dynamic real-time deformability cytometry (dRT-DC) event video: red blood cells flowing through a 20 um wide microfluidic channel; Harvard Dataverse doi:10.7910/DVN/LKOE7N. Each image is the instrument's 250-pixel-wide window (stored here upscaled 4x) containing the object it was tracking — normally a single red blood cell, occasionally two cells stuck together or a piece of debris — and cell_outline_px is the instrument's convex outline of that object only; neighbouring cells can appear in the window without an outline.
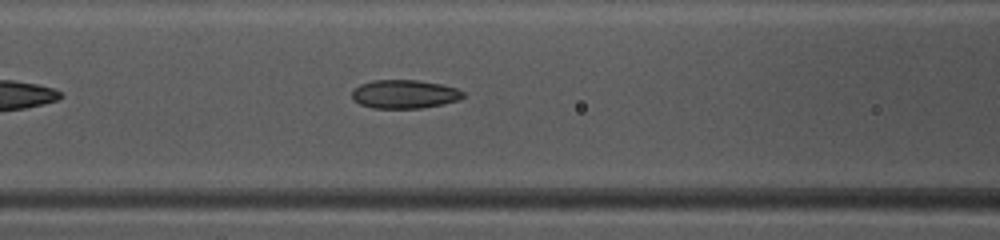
{"species": "common noctule bat (a hibernating species)", "species_latin": "Nyctalus noctula", "temperature_condition": "warm", "stored_images_in_passage": 36, "camera_frame_rate_fps": 3000, "um_per_image_px": 0.085, "animal": {"sex": "female", "body_mass_g": 10.0, "forearm_length_mm": 53.1}, "frame": {"image": 1, "passage_image": 9, "time_ms": 2.667, "image_size_px": [1000, 240], "cell_outline_px": [[464, 96], [460, 100], [420, 108], [372, 108], [360, 104], [352, 96], [352, 92], [360, 84], [372, 80], [416, 80], [444, 84], [456, 88], [464, 92]], "centroid_in_image_um": [34.41, 7.99], "position_along_channel_um": 132.2, "area_um2": 18.44}}
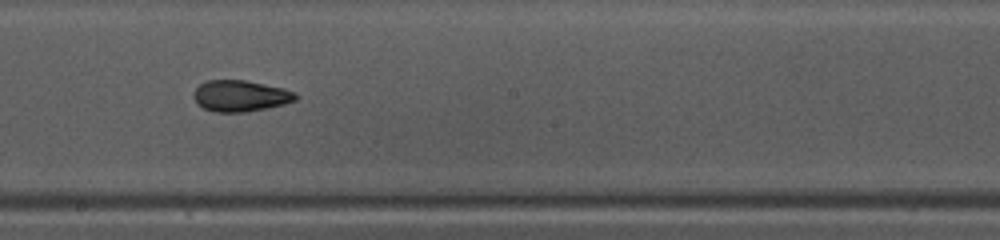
{"frame": {"image": 2, "passage_image": 16, "time_ms": 5.0, "image_size_px": [1000, 240], "cell_outline_px": [[300, 96], [296, 100], [284, 104], [268, 108], [248, 112], [216, 112], [204, 108], [196, 104], [192, 96], [196, 88], [200, 84], [208, 80], [244, 80], [284, 88], [296, 92]], "centroid_in_image_um": [20.45, 8.16], "position_along_channel_um": 227.7, "area_um2": 18.79}}
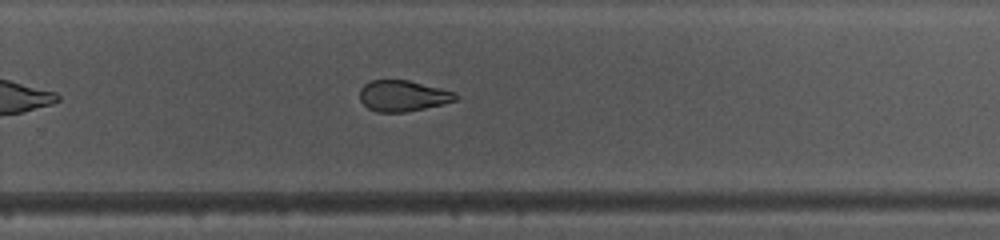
{"frame": {"image": 3, "passage_image": 21, "time_ms": 6.667, "image_size_px": [1000, 240], "cell_outline_px": [[460, 96], [456, 100], [424, 108], [404, 112], [376, 112], [368, 108], [360, 100], [360, 88], [368, 80], [408, 80], [456, 92]], "centroid_in_image_um": [34.23, 8.14], "position_along_channel_um": 295.6, "area_um2": 17.28}, "authors_computed_cell_mechanics": {"area_um2": 18.9295, "velocity_mm_per_s": 4.0947, "shape_relaxation_time_tau1_ms": null, "shape_relaxation_time_tau2_ms": 2.5111, "deformation_change_tau1": null, "deformation_change_tau2": 0.0942}}